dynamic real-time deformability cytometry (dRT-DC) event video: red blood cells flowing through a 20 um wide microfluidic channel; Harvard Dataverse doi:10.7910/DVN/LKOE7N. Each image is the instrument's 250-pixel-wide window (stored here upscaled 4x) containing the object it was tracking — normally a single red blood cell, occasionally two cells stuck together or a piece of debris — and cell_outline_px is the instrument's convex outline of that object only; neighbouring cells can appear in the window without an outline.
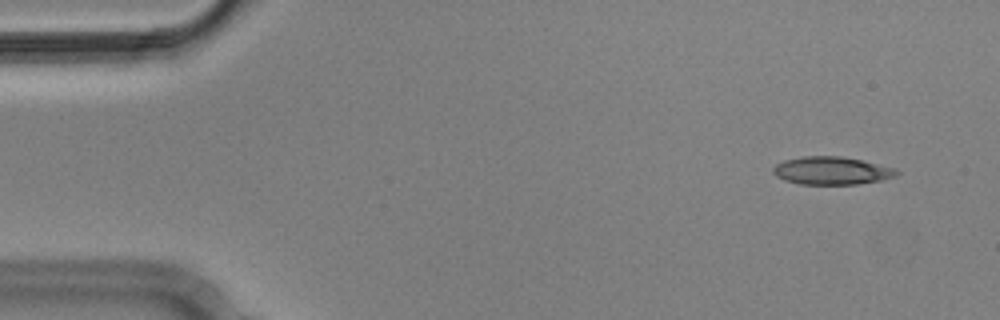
{"species": "Egyptian fruit bat (a non-hibernating species)", "species_latin": "Rousettus aegyptiacus", "temperature_condition": "cold", "stored_images_in_passage": 5, "camera_frame_rate_fps": 3000, "um_per_image_px": 0.085, "animal": {"sex": "male"}, "frame": {"image": 1, "passage_image": 2, "time_ms": 0.333, "image_size_px": [1000, 320], "cell_outline_px": [[900, 172], [896, 176], [880, 180], [856, 184], [800, 184], [784, 180], [776, 176], [772, 172], [772, 168], [776, 164], [784, 160], [804, 156], [840, 156], [860, 160], [896, 168]], "centroid_in_image_um": [70.67, 14.5], "position_along_channel_um": 14.3, "area_um2": 20.0}}
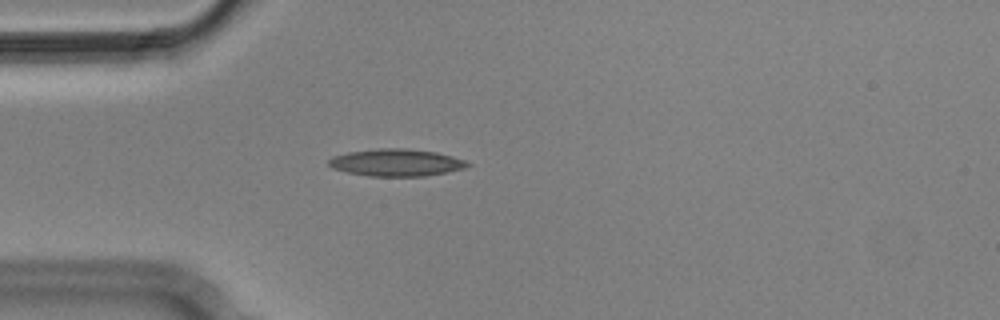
{"frame": {"image": 2, "passage_image": 5, "time_ms": 1.333, "image_size_px": [1000, 320], "cell_outline_px": [[472, 164], [464, 168], [448, 172], [424, 176], [368, 176], [348, 172], [332, 168], [328, 164], [328, 160], [332, 156], [348, 152], [376, 148], [404, 148], [436, 152], [452, 156], [464, 160]], "centroid_in_image_um": [33.67, 13.81], "position_along_channel_um": 51.3, "area_um2": 22.02}}